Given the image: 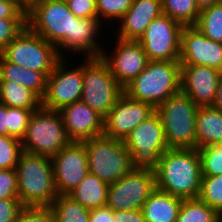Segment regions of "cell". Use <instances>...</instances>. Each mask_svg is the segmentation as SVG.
I'll list each match as a JSON object with an SVG mask.
<instances>
[{"mask_svg":"<svg viewBox=\"0 0 222 222\" xmlns=\"http://www.w3.org/2000/svg\"><path fill=\"white\" fill-rule=\"evenodd\" d=\"M222 144V110L198 107L196 114V149Z\"/></svg>","mask_w":222,"mask_h":222,"instance_id":"23","label":"cell"},{"mask_svg":"<svg viewBox=\"0 0 222 222\" xmlns=\"http://www.w3.org/2000/svg\"><path fill=\"white\" fill-rule=\"evenodd\" d=\"M214 108L222 110V75L219 80V84L217 87L214 103L212 105Z\"/></svg>","mask_w":222,"mask_h":222,"instance_id":"45","label":"cell"},{"mask_svg":"<svg viewBox=\"0 0 222 222\" xmlns=\"http://www.w3.org/2000/svg\"><path fill=\"white\" fill-rule=\"evenodd\" d=\"M108 189L107 183L98 176L88 173L69 196L91 210L107 204Z\"/></svg>","mask_w":222,"mask_h":222,"instance_id":"24","label":"cell"},{"mask_svg":"<svg viewBox=\"0 0 222 222\" xmlns=\"http://www.w3.org/2000/svg\"><path fill=\"white\" fill-rule=\"evenodd\" d=\"M27 25L26 19L0 18V51Z\"/></svg>","mask_w":222,"mask_h":222,"instance_id":"35","label":"cell"},{"mask_svg":"<svg viewBox=\"0 0 222 222\" xmlns=\"http://www.w3.org/2000/svg\"><path fill=\"white\" fill-rule=\"evenodd\" d=\"M83 63V89L80 101L105 118L124 89L101 57L85 58Z\"/></svg>","mask_w":222,"mask_h":222,"instance_id":"9","label":"cell"},{"mask_svg":"<svg viewBox=\"0 0 222 222\" xmlns=\"http://www.w3.org/2000/svg\"><path fill=\"white\" fill-rule=\"evenodd\" d=\"M181 65H199L222 72V43L208 39L194 25L184 26L181 31Z\"/></svg>","mask_w":222,"mask_h":222,"instance_id":"17","label":"cell"},{"mask_svg":"<svg viewBox=\"0 0 222 222\" xmlns=\"http://www.w3.org/2000/svg\"><path fill=\"white\" fill-rule=\"evenodd\" d=\"M15 222H56L49 207H25Z\"/></svg>","mask_w":222,"mask_h":222,"instance_id":"36","label":"cell"},{"mask_svg":"<svg viewBox=\"0 0 222 222\" xmlns=\"http://www.w3.org/2000/svg\"><path fill=\"white\" fill-rule=\"evenodd\" d=\"M26 23L34 33L56 46L60 58L65 57L66 50L98 58L104 50L96 39L102 23L98 19L75 17L67 3L42 0L26 14Z\"/></svg>","mask_w":222,"mask_h":222,"instance_id":"1","label":"cell"},{"mask_svg":"<svg viewBox=\"0 0 222 222\" xmlns=\"http://www.w3.org/2000/svg\"><path fill=\"white\" fill-rule=\"evenodd\" d=\"M162 12L183 26L195 25L200 10L195 0H161Z\"/></svg>","mask_w":222,"mask_h":222,"instance_id":"28","label":"cell"},{"mask_svg":"<svg viewBox=\"0 0 222 222\" xmlns=\"http://www.w3.org/2000/svg\"><path fill=\"white\" fill-rule=\"evenodd\" d=\"M24 208L19 198L0 199V222H15Z\"/></svg>","mask_w":222,"mask_h":222,"instance_id":"38","label":"cell"},{"mask_svg":"<svg viewBox=\"0 0 222 222\" xmlns=\"http://www.w3.org/2000/svg\"><path fill=\"white\" fill-rule=\"evenodd\" d=\"M0 55L8 62L47 76L61 59L56 46L34 33L27 25L0 51Z\"/></svg>","mask_w":222,"mask_h":222,"instance_id":"8","label":"cell"},{"mask_svg":"<svg viewBox=\"0 0 222 222\" xmlns=\"http://www.w3.org/2000/svg\"><path fill=\"white\" fill-rule=\"evenodd\" d=\"M222 216L199 198L184 199L176 222H221Z\"/></svg>","mask_w":222,"mask_h":222,"instance_id":"27","label":"cell"},{"mask_svg":"<svg viewBox=\"0 0 222 222\" xmlns=\"http://www.w3.org/2000/svg\"><path fill=\"white\" fill-rule=\"evenodd\" d=\"M71 142L59 111L42 106L30 116L26 134L21 140L23 152L49 158Z\"/></svg>","mask_w":222,"mask_h":222,"instance_id":"6","label":"cell"},{"mask_svg":"<svg viewBox=\"0 0 222 222\" xmlns=\"http://www.w3.org/2000/svg\"><path fill=\"white\" fill-rule=\"evenodd\" d=\"M0 135H8L7 106L0 103Z\"/></svg>","mask_w":222,"mask_h":222,"instance_id":"43","label":"cell"},{"mask_svg":"<svg viewBox=\"0 0 222 222\" xmlns=\"http://www.w3.org/2000/svg\"><path fill=\"white\" fill-rule=\"evenodd\" d=\"M58 195H69L89 173L83 142H71L51 158Z\"/></svg>","mask_w":222,"mask_h":222,"instance_id":"14","label":"cell"},{"mask_svg":"<svg viewBox=\"0 0 222 222\" xmlns=\"http://www.w3.org/2000/svg\"><path fill=\"white\" fill-rule=\"evenodd\" d=\"M161 14V0H133L131 7L119 21L117 38L138 41L150 22Z\"/></svg>","mask_w":222,"mask_h":222,"instance_id":"20","label":"cell"},{"mask_svg":"<svg viewBox=\"0 0 222 222\" xmlns=\"http://www.w3.org/2000/svg\"><path fill=\"white\" fill-rule=\"evenodd\" d=\"M169 149L196 148V114L198 106L182 91L172 95L156 109Z\"/></svg>","mask_w":222,"mask_h":222,"instance_id":"5","label":"cell"},{"mask_svg":"<svg viewBox=\"0 0 222 222\" xmlns=\"http://www.w3.org/2000/svg\"><path fill=\"white\" fill-rule=\"evenodd\" d=\"M114 222H146L142 210L113 211Z\"/></svg>","mask_w":222,"mask_h":222,"instance_id":"41","label":"cell"},{"mask_svg":"<svg viewBox=\"0 0 222 222\" xmlns=\"http://www.w3.org/2000/svg\"><path fill=\"white\" fill-rule=\"evenodd\" d=\"M195 1L199 10H202L204 8L210 7L214 4H218L221 2V0H195Z\"/></svg>","mask_w":222,"mask_h":222,"instance_id":"46","label":"cell"},{"mask_svg":"<svg viewBox=\"0 0 222 222\" xmlns=\"http://www.w3.org/2000/svg\"><path fill=\"white\" fill-rule=\"evenodd\" d=\"M113 53L106 55L104 49L101 59L108 65L111 74L124 88L135 79L147 66L149 59L142 46L137 41L116 39Z\"/></svg>","mask_w":222,"mask_h":222,"instance_id":"16","label":"cell"},{"mask_svg":"<svg viewBox=\"0 0 222 222\" xmlns=\"http://www.w3.org/2000/svg\"><path fill=\"white\" fill-rule=\"evenodd\" d=\"M22 153L20 140L9 135H0V169H15Z\"/></svg>","mask_w":222,"mask_h":222,"instance_id":"31","label":"cell"},{"mask_svg":"<svg viewBox=\"0 0 222 222\" xmlns=\"http://www.w3.org/2000/svg\"><path fill=\"white\" fill-rule=\"evenodd\" d=\"M133 0H96L97 19L121 20L127 10L131 7ZM101 18L103 20H101Z\"/></svg>","mask_w":222,"mask_h":222,"instance_id":"33","label":"cell"},{"mask_svg":"<svg viewBox=\"0 0 222 222\" xmlns=\"http://www.w3.org/2000/svg\"><path fill=\"white\" fill-rule=\"evenodd\" d=\"M194 26L208 39L222 43V2L200 10Z\"/></svg>","mask_w":222,"mask_h":222,"instance_id":"29","label":"cell"},{"mask_svg":"<svg viewBox=\"0 0 222 222\" xmlns=\"http://www.w3.org/2000/svg\"><path fill=\"white\" fill-rule=\"evenodd\" d=\"M18 198L17 173L15 169H0V199Z\"/></svg>","mask_w":222,"mask_h":222,"instance_id":"37","label":"cell"},{"mask_svg":"<svg viewBox=\"0 0 222 222\" xmlns=\"http://www.w3.org/2000/svg\"><path fill=\"white\" fill-rule=\"evenodd\" d=\"M15 170L21 203L25 207H49L58 196L51 158L23 152Z\"/></svg>","mask_w":222,"mask_h":222,"instance_id":"4","label":"cell"},{"mask_svg":"<svg viewBox=\"0 0 222 222\" xmlns=\"http://www.w3.org/2000/svg\"><path fill=\"white\" fill-rule=\"evenodd\" d=\"M155 111L151 104L132 99L123 92L104 118L103 135L124 141L134 128Z\"/></svg>","mask_w":222,"mask_h":222,"instance_id":"15","label":"cell"},{"mask_svg":"<svg viewBox=\"0 0 222 222\" xmlns=\"http://www.w3.org/2000/svg\"><path fill=\"white\" fill-rule=\"evenodd\" d=\"M32 113L29 109L7 107L8 135L21 141L26 134Z\"/></svg>","mask_w":222,"mask_h":222,"instance_id":"34","label":"cell"},{"mask_svg":"<svg viewBox=\"0 0 222 222\" xmlns=\"http://www.w3.org/2000/svg\"><path fill=\"white\" fill-rule=\"evenodd\" d=\"M89 173L112 184L133 169L131 155L123 140L104 135L83 141Z\"/></svg>","mask_w":222,"mask_h":222,"instance_id":"7","label":"cell"},{"mask_svg":"<svg viewBox=\"0 0 222 222\" xmlns=\"http://www.w3.org/2000/svg\"><path fill=\"white\" fill-rule=\"evenodd\" d=\"M59 113L72 142H83L103 135L104 118L82 101L63 107Z\"/></svg>","mask_w":222,"mask_h":222,"instance_id":"19","label":"cell"},{"mask_svg":"<svg viewBox=\"0 0 222 222\" xmlns=\"http://www.w3.org/2000/svg\"><path fill=\"white\" fill-rule=\"evenodd\" d=\"M201 157L202 176L222 174V144L198 149Z\"/></svg>","mask_w":222,"mask_h":222,"instance_id":"32","label":"cell"},{"mask_svg":"<svg viewBox=\"0 0 222 222\" xmlns=\"http://www.w3.org/2000/svg\"><path fill=\"white\" fill-rule=\"evenodd\" d=\"M47 75L6 61L0 55V82H14L32 91L40 100L46 92Z\"/></svg>","mask_w":222,"mask_h":222,"instance_id":"21","label":"cell"},{"mask_svg":"<svg viewBox=\"0 0 222 222\" xmlns=\"http://www.w3.org/2000/svg\"><path fill=\"white\" fill-rule=\"evenodd\" d=\"M64 58L55 65L47 77L46 92L41 100V106L59 111L63 107L78 102L83 89V65L68 69Z\"/></svg>","mask_w":222,"mask_h":222,"instance_id":"13","label":"cell"},{"mask_svg":"<svg viewBox=\"0 0 222 222\" xmlns=\"http://www.w3.org/2000/svg\"><path fill=\"white\" fill-rule=\"evenodd\" d=\"M67 4L75 17L97 19L96 0H70Z\"/></svg>","mask_w":222,"mask_h":222,"instance_id":"39","label":"cell"},{"mask_svg":"<svg viewBox=\"0 0 222 222\" xmlns=\"http://www.w3.org/2000/svg\"><path fill=\"white\" fill-rule=\"evenodd\" d=\"M198 198L222 216V174L202 176Z\"/></svg>","mask_w":222,"mask_h":222,"instance_id":"30","label":"cell"},{"mask_svg":"<svg viewBox=\"0 0 222 222\" xmlns=\"http://www.w3.org/2000/svg\"><path fill=\"white\" fill-rule=\"evenodd\" d=\"M89 222H114L113 210L107 205L91 209Z\"/></svg>","mask_w":222,"mask_h":222,"instance_id":"42","label":"cell"},{"mask_svg":"<svg viewBox=\"0 0 222 222\" xmlns=\"http://www.w3.org/2000/svg\"><path fill=\"white\" fill-rule=\"evenodd\" d=\"M0 18L26 19V14L17 6L15 0H0Z\"/></svg>","mask_w":222,"mask_h":222,"instance_id":"40","label":"cell"},{"mask_svg":"<svg viewBox=\"0 0 222 222\" xmlns=\"http://www.w3.org/2000/svg\"><path fill=\"white\" fill-rule=\"evenodd\" d=\"M42 0H15L17 6L25 13H29Z\"/></svg>","mask_w":222,"mask_h":222,"instance_id":"44","label":"cell"},{"mask_svg":"<svg viewBox=\"0 0 222 222\" xmlns=\"http://www.w3.org/2000/svg\"><path fill=\"white\" fill-rule=\"evenodd\" d=\"M55 1H60V2H63V3H68L70 0H55Z\"/></svg>","mask_w":222,"mask_h":222,"instance_id":"47","label":"cell"},{"mask_svg":"<svg viewBox=\"0 0 222 222\" xmlns=\"http://www.w3.org/2000/svg\"><path fill=\"white\" fill-rule=\"evenodd\" d=\"M0 103L33 112L41 106V100L32 91L14 82H0Z\"/></svg>","mask_w":222,"mask_h":222,"instance_id":"25","label":"cell"},{"mask_svg":"<svg viewBox=\"0 0 222 222\" xmlns=\"http://www.w3.org/2000/svg\"><path fill=\"white\" fill-rule=\"evenodd\" d=\"M183 199L155 189L141 210L146 222H176Z\"/></svg>","mask_w":222,"mask_h":222,"instance_id":"22","label":"cell"},{"mask_svg":"<svg viewBox=\"0 0 222 222\" xmlns=\"http://www.w3.org/2000/svg\"><path fill=\"white\" fill-rule=\"evenodd\" d=\"M130 98L147 102L155 109L181 91L179 60H149L144 70L124 88Z\"/></svg>","mask_w":222,"mask_h":222,"instance_id":"3","label":"cell"},{"mask_svg":"<svg viewBox=\"0 0 222 222\" xmlns=\"http://www.w3.org/2000/svg\"><path fill=\"white\" fill-rule=\"evenodd\" d=\"M49 208L56 222H89L90 210L69 195H58Z\"/></svg>","mask_w":222,"mask_h":222,"instance_id":"26","label":"cell"},{"mask_svg":"<svg viewBox=\"0 0 222 222\" xmlns=\"http://www.w3.org/2000/svg\"><path fill=\"white\" fill-rule=\"evenodd\" d=\"M183 25L165 14L153 19L137 41L149 60H179Z\"/></svg>","mask_w":222,"mask_h":222,"instance_id":"12","label":"cell"},{"mask_svg":"<svg viewBox=\"0 0 222 222\" xmlns=\"http://www.w3.org/2000/svg\"><path fill=\"white\" fill-rule=\"evenodd\" d=\"M221 75L212 67L181 65V91L198 107L212 106Z\"/></svg>","mask_w":222,"mask_h":222,"instance_id":"18","label":"cell"},{"mask_svg":"<svg viewBox=\"0 0 222 222\" xmlns=\"http://www.w3.org/2000/svg\"><path fill=\"white\" fill-rule=\"evenodd\" d=\"M156 188L181 199L198 198L202 179L198 149H168L155 170Z\"/></svg>","mask_w":222,"mask_h":222,"instance_id":"2","label":"cell"},{"mask_svg":"<svg viewBox=\"0 0 222 222\" xmlns=\"http://www.w3.org/2000/svg\"><path fill=\"white\" fill-rule=\"evenodd\" d=\"M124 143L131 155L133 169L155 171L161 155L169 149L159 114L155 111L141 122L131 131Z\"/></svg>","mask_w":222,"mask_h":222,"instance_id":"10","label":"cell"},{"mask_svg":"<svg viewBox=\"0 0 222 222\" xmlns=\"http://www.w3.org/2000/svg\"><path fill=\"white\" fill-rule=\"evenodd\" d=\"M155 189V171L132 169L116 182L109 184L106 205L113 211L138 210Z\"/></svg>","mask_w":222,"mask_h":222,"instance_id":"11","label":"cell"}]
</instances>
